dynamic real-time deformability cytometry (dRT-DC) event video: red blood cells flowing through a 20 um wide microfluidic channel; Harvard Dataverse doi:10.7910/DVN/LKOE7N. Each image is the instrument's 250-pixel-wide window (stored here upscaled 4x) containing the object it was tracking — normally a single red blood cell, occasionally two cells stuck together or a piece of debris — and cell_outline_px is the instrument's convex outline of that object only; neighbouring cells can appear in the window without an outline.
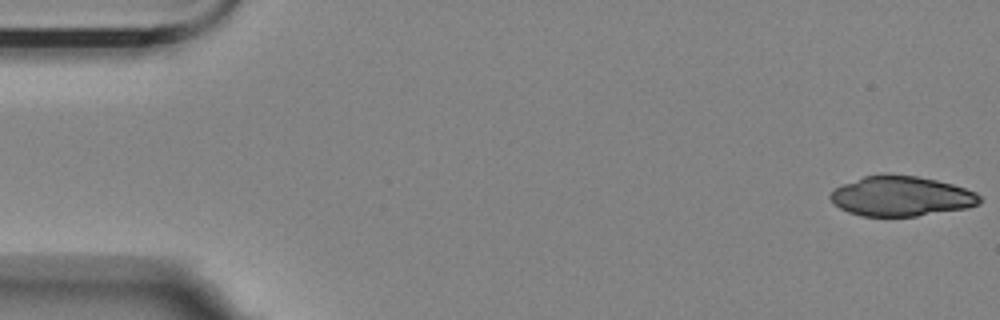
{"species": "Egyptian fruit bat (a non-hibernating species)", "species_latin": "Rousettus aegyptiacus", "temperature_condition": "room temperature", "stored_images_in_passage": 39, "camera_frame_rate_fps": 3000, "um_per_image_px": 0.085, "animal": {"sex": "female"}, "frame": {"image": 1, "passage_image": 1, "time_ms": 0.0, "image_size_px": [1000, 320], "cell_outline_px": [[984, 200], [980, 204], [968, 208], [916, 216], [860, 216], [848, 212], [840, 208], [828, 196], [836, 188], [844, 184], [864, 176], [916, 176], [936, 180], [952, 184], [976, 192]], "centroid_in_image_um": [76.66, 16.71], "position_along_channel_um": 8.3, "area_um2": 34.28}}
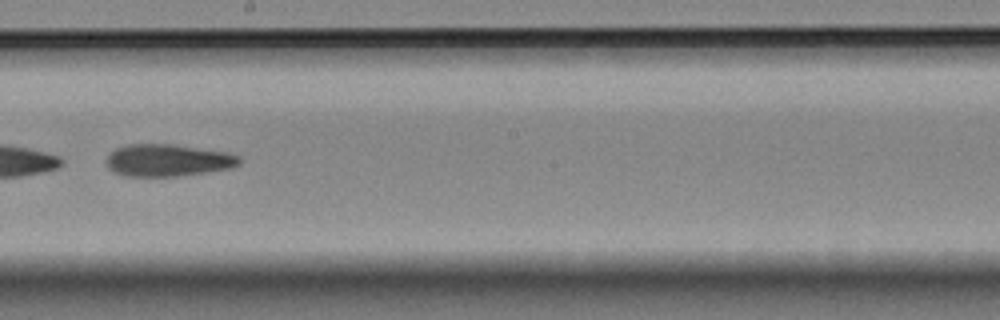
{"frame": {"image": 2, "passage_image": 31, "time_ms": 10.0, "image_size_px": [1000, 320], "cell_outline_px": [[240, 164], [232, 168], [208, 172], [176, 176], [124, 176], [112, 172], [108, 168], [108, 156], [116, 148], [128, 144], [168, 144], [228, 152], [240, 156]], "centroid_in_image_um": [14.28, 13.63], "position_along_channel_um": 233.9, "area_um2": 24.85}}